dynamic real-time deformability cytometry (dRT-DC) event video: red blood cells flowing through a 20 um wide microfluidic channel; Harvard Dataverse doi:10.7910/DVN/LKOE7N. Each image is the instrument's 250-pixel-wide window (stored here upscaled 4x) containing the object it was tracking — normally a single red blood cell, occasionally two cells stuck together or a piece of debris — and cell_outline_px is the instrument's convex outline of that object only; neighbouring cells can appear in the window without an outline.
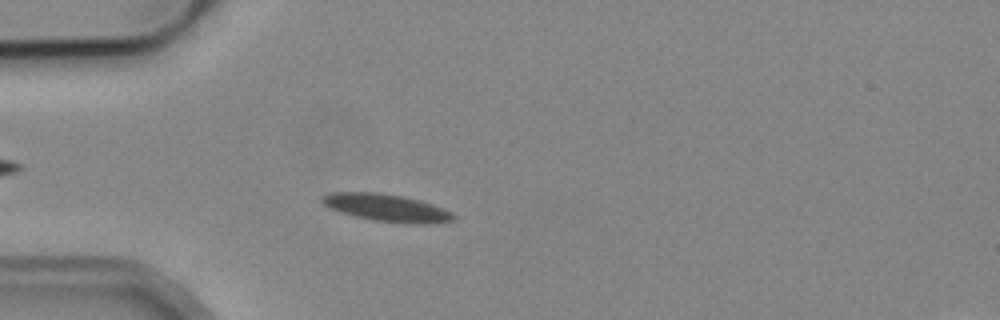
{"species": "common noctule bat (a hibernating species)", "species_latin": "Nyctalus noctula", "temperature_condition": "cold", "stored_images_in_passage": 51, "camera_frame_rate_fps": 3000, "um_per_image_px": 0.085, "animal": {"sex": "male", "body_mass_g": 19.2, "forearm_length_mm": 51.8}, "frame": {"image": 1, "passage_image": 13, "time_ms": 4.0, "image_size_px": [1000, 320], "cell_outline_px": [[456, 220], [428, 224], [408, 224], [372, 220], [340, 212], [328, 208], [320, 200], [320, 196], [332, 192], [380, 192], [404, 196], [452, 212], [456, 216]], "centroid_in_image_um": [32.82, 17.66], "position_along_channel_um": 52.2, "area_um2": 20.98}}
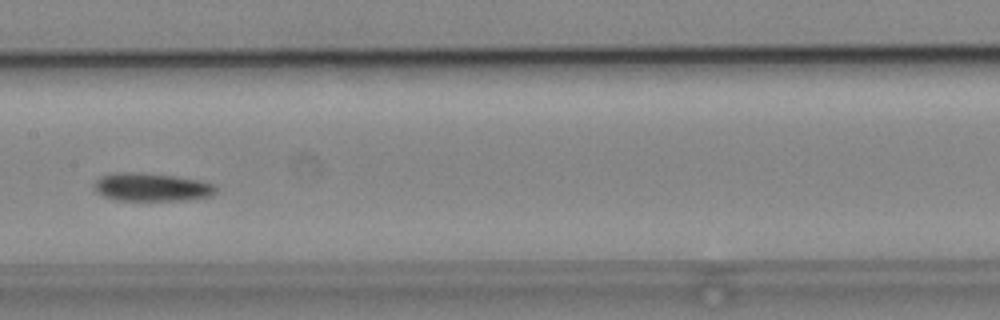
{"frame": {"image": 2, "passage_image": 25, "time_ms": 8.0, "image_size_px": [1000, 320], "cell_outline_px": [[216, 192], [212, 196], [188, 200], [116, 200], [104, 196], [96, 192], [96, 180], [100, 176], [116, 172], [140, 172], [176, 176], [200, 180], [216, 184]], "centroid_in_image_um": [12.94, 15.9], "position_along_channel_um": 194.5, "area_um2": 20.11}}
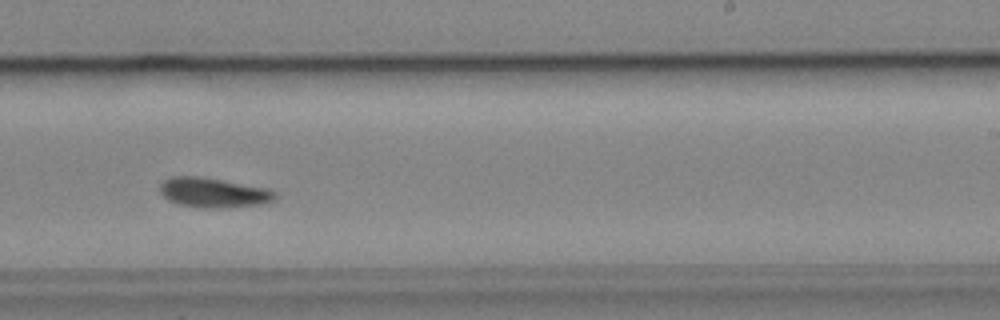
{"frame": {"image": 3, "passage_image": 31, "time_ms": 10.0, "image_size_px": [1000, 320], "cell_outline_px": [[276, 200], [264, 204], [216, 208], [200, 208], [176, 204], [168, 200], [160, 192], [160, 184], [164, 180], [172, 176], [196, 176], [268, 188], [276, 192]], "centroid_in_image_um": [18.14, 16.39], "position_along_channel_um": 270.9, "area_um2": 20.0}, "authors_computed_cell_mechanics": {"area_um2": 19.4786, "velocity_mm_per_s": 3.8431, "shape_relaxation_time_tau1_ms": 5.7549, "shape_relaxation_time_tau2_ms": null, "deformation_change_tau1": 0.1233, "deformation_change_tau2": null}}